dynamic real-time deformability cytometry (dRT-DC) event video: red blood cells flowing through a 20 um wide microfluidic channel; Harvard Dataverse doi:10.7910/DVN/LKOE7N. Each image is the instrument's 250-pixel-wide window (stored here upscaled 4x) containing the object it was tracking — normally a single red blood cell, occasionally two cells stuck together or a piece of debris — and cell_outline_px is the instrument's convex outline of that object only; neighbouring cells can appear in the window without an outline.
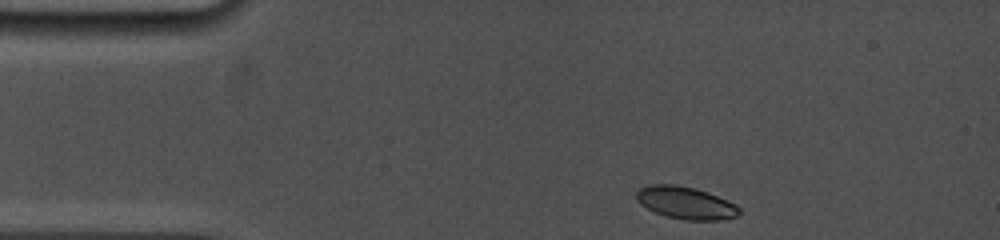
{"species": "common noctule bat (a hibernating species)", "species_latin": "Nyctalus noctula", "temperature_condition": "cold", "stored_images_in_passage": 36, "camera_frame_rate_fps": 5000, "um_per_image_px": 0.085, "animal": {"sex": "female", "body_mass_g": 19.0, "forearm_length_mm": 53.3}, "frame": {"image": 1, "passage_image": 1, "time_ms": 0.0, "image_size_px": [1000, 240], "cell_outline_px": [[740, 212], [736, 216], [720, 220], [684, 220], [668, 216], [656, 212], [640, 204], [636, 200], [636, 192], [640, 188], [648, 184], [676, 184], [696, 188], [708, 192], [728, 200], [736, 204], [740, 208]], "centroid_in_image_um": [58.29, 17.22], "position_along_channel_um": 26.7, "area_um2": 19.48}}
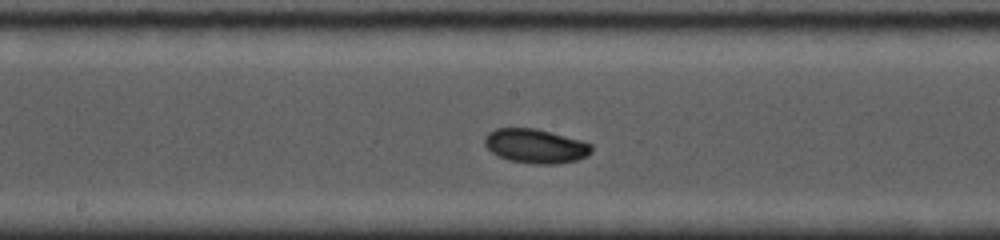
{"frame": {"image": 2, "passage_image": 20, "time_ms": 6.0, "image_size_px": [1000, 240], "cell_outline_px": [[592, 152], [588, 156], [576, 160], [556, 164], [532, 164], [508, 160], [492, 152], [484, 144], [484, 136], [488, 132], [496, 128], [536, 128], [580, 140], [592, 144]], "centroid_in_image_um": [45.52, 12.41], "position_along_channel_um": 202.7, "area_um2": 21.39}}
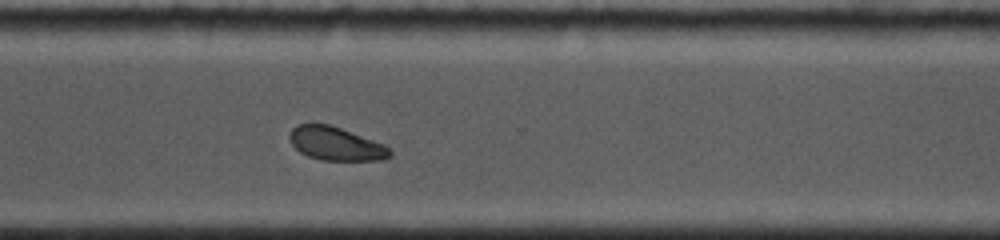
{"frame": {"image": 3, "passage_image": 36, "time_ms": 9.6, "image_size_px": [1000, 240], "cell_outline_px": [[392, 156], [380, 160], [320, 160], [308, 156], [300, 152], [292, 144], [288, 136], [292, 128], [296, 124], [328, 124], [340, 128], [384, 144], [392, 152]], "centroid_in_image_um": [28.53, 12.22], "position_along_channel_um": 342.1, "area_um2": 19.42}}